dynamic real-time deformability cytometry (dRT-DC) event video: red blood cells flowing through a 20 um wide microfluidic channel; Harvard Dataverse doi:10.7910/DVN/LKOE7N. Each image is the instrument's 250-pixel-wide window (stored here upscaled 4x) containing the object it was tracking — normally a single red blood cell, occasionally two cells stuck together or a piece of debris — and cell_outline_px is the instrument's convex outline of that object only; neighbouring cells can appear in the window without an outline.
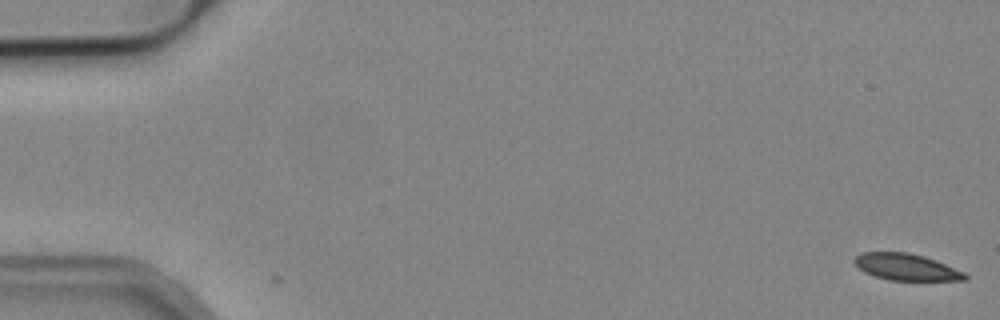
{"species": "common noctule bat (a hibernating species)", "species_latin": "Nyctalus noctula", "temperature_condition": "cold", "stored_images_in_passage": 41, "camera_frame_rate_fps": 3000, "um_per_image_px": 0.085, "animal": {"sex": "male", "body_mass_g": 19.2, "forearm_length_mm": 51.8}, "frame": {"image": 1, "passage_image": 1, "time_ms": 0.0, "image_size_px": [1000, 320], "cell_outline_px": [[968, 280], [888, 280], [864, 272], [852, 260], [860, 252], [908, 252], [924, 256], [936, 260], [964, 272], [968, 276]], "centroid_in_image_um": [77.03, 22.69], "position_along_channel_um": 8.0, "area_um2": 17.11}}
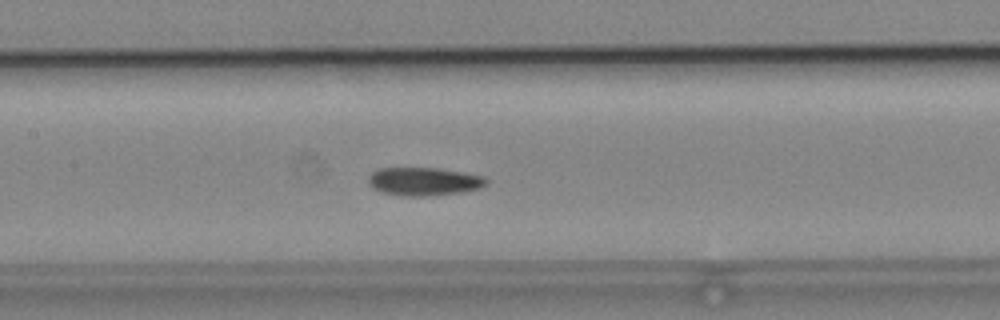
{"frame": {"image": 2, "passage_image": 26, "time_ms": 8.333, "image_size_px": [1000, 320], "cell_outline_px": [[488, 184], [480, 188], [464, 192], [424, 196], [400, 196], [380, 192], [372, 188], [368, 184], [368, 176], [372, 172], [380, 168], [440, 168], [484, 176], [488, 180]], "centroid_in_image_um": [36.02, 15.43], "position_along_channel_um": 171.4, "area_um2": 19.65}}
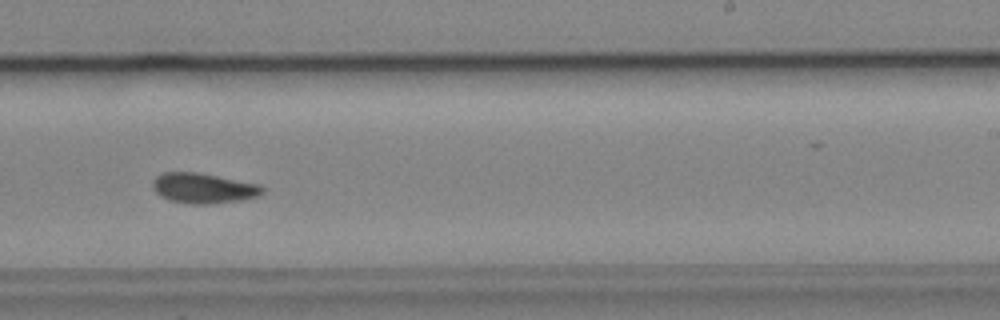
{"frame": {"image": 3, "passage_image": 34, "time_ms": 11.0, "image_size_px": [1000, 320], "cell_outline_px": [[264, 192], [260, 196], [244, 200], [212, 204], [184, 204], [168, 200], [160, 196], [152, 188], [152, 180], [156, 176], [164, 172], [196, 172], [260, 184], [264, 188]], "centroid_in_image_um": [17.29, 16.01], "position_along_channel_um": 271.7, "area_um2": 19.71}}